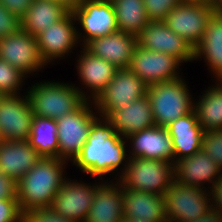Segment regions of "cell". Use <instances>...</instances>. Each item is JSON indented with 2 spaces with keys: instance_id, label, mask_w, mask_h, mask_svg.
Masks as SVG:
<instances>
[{
  "instance_id": "cell-29",
  "label": "cell",
  "mask_w": 222,
  "mask_h": 222,
  "mask_svg": "<svg viewBox=\"0 0 222 222\" xmlns=\"http://www.w3.org/2000/svg\"><path fill=\"white\" fill-rule=\"evenodd\" d=\"M194 111L205 132L222 130V80L218 79L217 85L207 89L194 103Z\"/></svg>"
},
{
  "instance_id": "cell-10",
  "label": "cell",
  "mask_w": 222,
  "mask_h": 222,
  "mask_svg": "<svg viewBox=\"0 0 222 222\" xmlns=\"http://www.w3.org/2000/svg\"><path fill=\"white\" fill-rule=\"evenodd\" d=\"M71 12L85 31L83 46L91 39L119 31L111 0H78Z\"/></svg>"
},
{
  "instance_id": "cell-14",
  "label": "cell",
  "mask_w": 222,
  "mask_h": 222,
  "mask_svg": "<svg viewBox=\"0 0 222 222\" xmlns=\"http://www.w3.org/2000/svg\"><path fill=\"white\" fill-rule=\"evenodd\" d=\"M138 45L171 55L181 63L195 59L192 46L174 33L164 21H150L138 36Z\"/></svg>"
},
{
  "instance_id": "cell-9",
  "label": "cell",
  "mask_w": 222,
  "mask_h": 222,
  "mask_svg": "<svg viewBox=\"0 0 222 222\" xmlns=\"http://www.w3.org/2000/svg\"><path fill=\"white\" fill-rule=\"evenodd\" d=\"M147 92L148 85L129 68L118 69L105 90L91 104H95L97 113L107 118L113 111L122 109L125 104L146 96Z\"/></svg>"
},
{
  "instance_id": "cell-31",
  "label": "cell",
  "mask_w": 222,
  "mask_h": 222,
  "mask_svg": "<svg viewBox=\"0 0 222 222\" xmlns=\"http://www.w3.org/2000/svg\"><path fill=\"white\" fill-rule=\"evenodd\" d=\"M24 77L22 72L0 58V95L18 94Z\"/></svg>"
},
{
  "instance_id": "cell-4",
  "label": "cell",
  "mask_w": 222,
  "mask_h": 222,
  "mask_svg": "<svg viewBox=\"0 0 222 222\" xmlns=\"http://www.w3.org/2000/svg\"><path fill=\"white\" fill-rule=\"evenodd\" d=\"M118 182L124 190H136L164 195L174 180V163L128 157ZM127 164V165H126Z\"/></svg>"
},
{
  "instance_id": "cell-18",
  "label": "cell",
  "mask_w": 222,
  "mask_h": 222,
  "mask_svg": "<svg viewBox=\"0 0 222 222\" xmlns=\"http://www.w3.org/2000/svg\"><path fill=\"white\" fill-rule=\"evenodd\" d=\"M126 139L130 140V157L154 159L174 163L172 139L166 127L152 126L138 131Z\"/></svg>"
},
{
  "instance_id": "cell-38",
  "label": "cell",
  "mask_w": 222,
  "mask_h": 222,
  "mask_svg": "<svg viewBox=\"0 0 222 222\" xmlns=\"http://www.w3.org/2000/svg\"><path fill=\"white\" fill-rule=\"evenodd\" d=\"M33 0H0V3L8 9L10 13L22 19L28 11Z\"/></svg>"
},
{
  "instance_id": "cell-11",
  "label": "cell",
  "mask_w": 222,
  "mask_h": 222,
  "mask_svg": "<svg viewBox=\"0 0 222 222\" xmlns=\"http://www.w3.org/2000/svg\"><path fill=\"white\" fill-rule=\"evenodd\" d=\"M33 112L28 96L0 95L2 141H25L30 137Z\"/></svg>"
},
{
  "instance_id": "cell-6",
  "label": "cell",
  "mask_w": 222,
  "mask_h": 222,
  "mask_svg": "<svg viewBox=\"0 0 222 222\" xmlns=\"http://www.w3.org/2000/svg\"><path fill=\"white\" fill-rule=\"evenodd\" d=\"M163 199L167 222H191L211 210L209 192L181 184L175 179L164 192Z\"/></svg>"
},
{
  "instance_id": "cell-13",
  "label": "cell",
  "mask_w": 222,
  "mask_h": 222,
  "mask_svg": "<svg viewBox=\"0 0 222 222\" xmlns=\"http://www.w3.org/2000/svg\"><path fill=\"white\" fill-rule=\"evenodd\" d=\"M181 62L163 52H155L137 45L129 69L148 86L180 78Z\"/></svg>"
},
{
  "instance_id": "cell-30",
  "label": "cell",
  "mask_w": 222,
  "mask_h": 222,
  "mask_svg": "<svg viewBox=\"0 0 222 222\" xmlns=\"http://www.w3.org/2000/svg\"><path fill=\"white\" fill-rule=\"evenodd\" d=\"M119 31L136 37L150 22L143 0H111Z\"/></svg>"
},
{
  "instance_id": "cell-17",
  "label": "cell",
  "mask_w": 222,
  "mask_h": 222,
  "mask_svg": "<svg viewBox=\"0 0 222 222\" xmlns=\"http://www.w3.org/2000/svg\"><path fill=\"white\" fill-rule=\"evenodd\" d=\"M137 45L138 37L117 31L91 39L82 47L92 55L112 63L118 69H128Z\"/></svg>"
},
{
  "instance_id": "cell-28",
  "label": "cell",
  "mask_w": 222,
  "mask_h": 222,
  "mask_svg": "<svg viewBox=\"0 0 222 222\" xmlns=\"http://www.w3.org/2000/svg\"><path fill=\"white\" fill-rule=\"evenodd\" d=\"M58 126L55 119L33 116L30 145L41 157L58 158Z\"/></svg>"
},
{
  "instance_id": "cell-3",
  "label": "cell",
  "mask_w": 222,
  "mask_h": 222,
  "mask_svg": "<svg viewBox=\"0 0 222 222\" xmlns=\"http://www.w3.org/2000/svg\"><path fill=\"white\" fill-rule=\"evenodd\" d=\"M83 92L69 84L41 82L30 87L27 96L34 116L56 120L74 112L84 101L91 102Z\"/></svg>"
},
{
  "instance_id": "cell-1",
  "label": "cell",
  "mask_w": 222,
  "mask_h": 222,
  "mask_svg": "<svg viewBox=\"0 0 222 222\" xmlns=\"http://www.w3.org/2000/svg\"><path fill=\"white\" fill-rule=\"evenodd\" d=\"M99 117L102 119L97 117L93 121L87 142L73 162L83 173L96 178L115 171L124 161H128L126 156H129L124 138L115 132L106 117Z\"/></svg>"
},
{
  "instance_id": "cell-32",
  "label": "cell",
  "mask_w": 222,
  "mask_h": 222,
  "mask_svg": "<svg viewBox=\"0 0 222 222\" xmlns=\"http://www.w3.org/2000/svg\"><path fill=\"white\" fill-rule=\"evenodd\" d=\"M202 151L215 161L222 170V130H212L204 133Z\"/></svg>"
},
{
  "instance_id": "cell-5",
  "label": "cell",
  "mask_w": 222,
  "mask_h": 222,
  "mask_svg": "<svg viewBox=\"0 0 222 222\" xmlns=\"http://www.w3.org/2000/svg\"><path fill=\"white\" fill-rule=\"evenodd\" d=\"M188 91L181 77L148 86L147 96L156 126L166 127L194 110L195 102Z\"/></svg>"
},
{
  "instance_id": "cell-42",
  "label": "cell",
  "mask_w": 222,
  "mask_h": 222,
  "mask_svg": "<svg viewBox=\"0 0 222 222\" xmlns=\"http://www.w3.org/2000/svg\"><path fill=\"white\" fill-rule=\"evenodd\" d=\"M215 13L222 16V0H217L214 5Z\"/></svg>"
},
{
  "instance_id": "cell-8",
  "label": "cell",
  "mask_w": 222,
  "mask_h": 222,
  "mask_svg": "<svg viewBox=\"0 0 222 222\" xmlns=\"http://www.w3.org/2000/svg\"><path fill=\"white\" fill-rule=\"evenodd\" d=\"M214 14V6L211 4L184 0L168 13L164 22L195 49Z\"/></svg>"
},
{
  "instance_id": "cell-16",
  "label": "cell",
  "mask_w": 222,
  "mask_h": 222,
  "mask_svg": "<svg viewBox=\"0 0 222 222\" xmlns=\"http://www.w3.org/2000/svg\"><path fill=\"white\" fill-rule=\"evenodd\" d=\"M75 18L70 11L63 19L50 25L37 37L40 56L45 64L68 54L80 39L74 27ZM79 36V37H78Z\"/></svg>"
},
{
  "instance_id": "cell-2",
  "label": "cell",
  "mask_w": 222,
  "mask_h": 222,
  "mask_svg": "<svg viewBox=\"0 0 222 222\" xmlns=\"http://www.w3.org/2000/svg\"><path fill=\"white\" fill-rule=\"evenodd\" d=\"M59 158H44L17 181V201L22 213L35 208H50L55 194L64 183L63 166Z\"/></svg>"
},
{
  "instance_id": "cell-39",
  "label": "cell",
  "mask_w": 222,
  "mask_h": 222,
  "mask_svg": "<svg viewBox=\"0 0 222 222\" xmlns=\"http://www.w3.org/2000/svg\"><path fill=\"white\" fill-rule=\"evenodd\" d=\"M211 187V209L222 215V176L219 177Z\"/></svg>"
},
{
  "instance_id": "cell-44",
  "label": "cell",
  "mask_w": 222,
  "mask_h": 222,
  "mask_svg": "<svg viewBox=\"0 0 222 222\" xmlns=\"http://www.w3.org/2000/svg\"><path fill=\"white\" fill-rule=\"evenodd\" d=\"M123 222H151V221H148V220H125Z\"/></svg>"
},
{
  "instance_id": "cell-24",
  "label": "cell",
  "mask_w": 222,
  "mask_h": 222,
  "mask_svg": "<svg viewBox=\"0 0 222 222\" xmlns=\"http://www.w3.org/2000/svg\"><path fill=\"white\" fill-rule=\"evenodd\" d=\"M122 196L125 220L167 222L163 195L123 188Z\"/></svg>"
},
{
  "instance_id": "cell-19",
  "label": "cell",
  "mask_w": 222,
  "mask_h": 222,
  "mask_svg": "<svg viewBox=\"0 0 222 222\" xmlns=\"http://www.w3.org/2000/svg\"><path fill=\"white\" fill-rule=\"evenodd\" d=\"M221 176L218 164L202 150L174 163V179L188 186L206 189L202 183H212L213 186Z\"/></svg>"
},
{
  "instance_id": "cell-12",
  "label": "cell",
  "mask_w": 222,
  "mask_h": 222,
  "mask_svg": "<svg viewBox=\"0 0 222 222\" xmlns=\"http://www.w3.org/2000/svg\"><path fill=\"white\" fill-rule=\"evenodd\" d=\"M0 58L25 76L46 65L40 56L36 37L22 28L14 34L0 38Z\"/></svg>"
},
{
  "instance_id": "cell-33",
  "label": "cell",
  "mask_w": 222,
  "mask_h": 222,
  "mask_svg": "<svg viewBox=\"0 0 222 222\" xmlns=\"http://www.w3.org/2000/svg\"><path fill=\"white\" fill-rule=\"evenodd\" d=\"M184 0H143L149 21H164L168 13Z\"/></svg>"
},
{
  "instance_id": "cell-40",
  "label": "cell",
  "mask_w": 222,
  "mask_h": 222,
  "mask_svg": "<svg viewBox=\"0 0 222 222\" xmlns=\"http://www.w3.org/2000/svg\"><path fill=\"white\" fill-rule=\"evenodd\" d=\"M191 222H222V215L211 209L208 213Z\"/></svg>"
},
{
  "instance_id": "cell-34",
  "label": "cell",
  "mask_w": 222,
  "mask_h": 222,
  "mask_svg": "<svg viewBox=\"0 0 222 222\" xmlns=\"http://www.w3.org/2000/svg\"><path fill=\"white\" fill-rule=\"evenodd\" d=\"M22 222H74L60 216L51 208H35L23 213Z\"/></svg>"
},
{
  "instance_id": "cell-41",
  "label": "cell",
  "mask_w": 222,
  "mask_h": 222,
  "mask_svg": "<svg viewBox=\"0 0 222 222\" xmlns=\"http://www.w3.org/2000/svg\"><path fill=\"white\" fill-rule=\"evenodd\" d=\"M53 1L64 3L70 9H72L78 2V0H53Z\"/></svg>"
},
{
  "instance_id": "cell-27",
  "label": "cell",
  "mask_w": 222,
  "mask_h": 222,
  "mask_svg": "<svg viewBox=\"0 0 222 222\" xmlns=\"http://www.w3.org/2000/svg\"><path fill=\"white\" fill-rule=\"evenodd\" d=\"M202 56L216 78L222 80V16L216 13L210 19L200 44L194 49L195 60Z\"/></svg>"
},
{
  "instance_id": "cell-43",
  "label": "cell",
  "mask_w": 222,
  "mask_h": 222,
  "mask_svg": "<svg viewBox=\"0 0 222 222\" xmlns=\"http://www.w3.org/2000/svg\"><path fill=\"white\" fill-rule=\"evenodd\" d=\"M193 2H200V3H207V4H211V5H215V3L217 2V0H191Z\"/></svg>"
},
{
  "instance_id": "cell-36",
  "label": "cell",
  "mask_w": 222,
  "mask_h": 222,
  "mask_svg": "<svg viewBox=\"0 0 222 222\" xmlns=\"http://www.w3.org/2000/svg\"><path fill=\"white\" fill-rule=\"evenodd\" d=\"M23 213L17 199L0 200V222H22Z\"/></svg>"
},
{
  "instance_id": "cell-25",
  "label": "cell",
  "mask_w": 222,
  "mask_h": 222,
  "mask_svg": "<svg viewBox=\"0 0 222 222\" xmlns=\"http://www.w3.org/2000/svg\"><path fill=\"white\" fill-rule=\"evenodd\" d=\"M82 55H79L78 76L82 80V84L89 88L94 102L99 95L105 90L109 82L113 79L118 68L112 63L94 56L89 53L85 48L82 50Z\"/></svg>"
},
{
  "instance_id": "cell-15",
  "label": "cell",
  "mask_w": 222,
  "mask_h": 222,
  "mask_svg": "<svg viewBox=\"0 0 222 222\" xmlns=\"http://www.w3.org/2000/svg\"><path fill=\"white\" fill-rule=\"evenodd\" d=\"M99 185H88L65 179L55 194L50 208L62 217L74 222H85Z\"/></svg>"
},
{
  "instance_id": "cell-7",
  "label": "cell",
  "mask_w": 222,
  "mask_h": 222,
  "mask_svg": "<svg viewBox=\"0 0 222 222\" xmlns=\"http://www.w3.org/2000/svg\"><path fill=\"white\" fill-rule=\"evenodd\" d=\"M88 101H84L74 112L68 113L56 119L58 126V158L64 161H75L80 155L84 144L87 142L89 131L96 114L89 107Z\"/></svg>"
},
{
  "instance_id": "cell-37",
  "label": "cell",
  "mask_w": 222,
  "mask_h": 222,
  "mask_svg": "<svg viewBox=\"0 0 222 222\" xmlns=\"http://www.w3.org/2000/svg\"><path fill=\"white\" fill-rule=\"evenodd\" d=\"M17 182L0 172V200L17 199Z\"/></svg>"
},
{
  "instance_id": "cell-35",
  "label": "cell",
  "mask_w": 222,
  "mask_h": 222,
  "mask_svg": "<svg viewBox=\"0 0 222 222\" xmlns=\"http://www.w3.org/2000/svg\"><path fill=\"white\" fill-rule=\"evenodd\" d=\"M21 28V19L13 13H10L8 9L0 3V38L14 34Z\"/></svg>"
},
{
  "instance_id": "cell-22",
  "label": "cell",
  "mask_w": 222,
  "mask_h": 222,
  "mask_svg": "<svg viewBox=\"0 0 222 222\" xmlns=\"http://www.w3.org/2000/svg\"><path fill=\"white\" fill-rule=\"evenodd\" d=\"M41 156L25 141L0 142V172L16 182L30 171Z\"/></svg>"
},
{
  "instance_id": "cell-21",
  "label": "cell",
  "mask_w": 222,
  "mask_h": 222,
  "mask_svg": "<svg viewBox=\"0 0 222 222\" xmlns=\"http://www.w3.org/2000/svg\"><path fill=\"white\" fill-rule=\"evenodd\" d=\"M107 119L115 128V132L123 138L155 126L153 110L147 95L113 111Z\"/></svg>"
},
{
  "instance_id": "cell-20",
  "label": "cell",
  "mask_w": 222,
  "mask_h": 222,
  "mask_svg": "<svg viewBox=\"0 0 222 222\" xmlns=\"http://www.w3.org/2000/svg\"><path fill=\"white\" fill-rule=\"evenodd\" d=\"M166 129L172 139L174 163L202 150L205 130L199 124L194 110L171 122Z\"/></svg>"
},
{
  "instance_id": "cell-26",
  "label": "cell",
  "mask_w": 222,
  "mask_h": 222,
  "mask_svg": "<svg viewBox=\"0 0 222 222\" xmlns=\"http://www.w3.org/2000/svg\"><path fill=\"white\" fill-rule=\"evenodd\" d=\"M71 9L64 3L53 0H33L21 19L22 29L37 37L50 25L63 19Z\"/></svg>"
},
{
  "instance_id": "cell-23",
  "label": "cell",
  "mask_w": 222,
  "mask_h": 222,
  "mask_svg": "<svg viewBox=\"0 0 222 222\" xmlns=\"http://www.w3.org/2000/svg\"><path fill=\"white\" fill-rule=\"evenodd\" d=\"M122 193L123 186L119 182L99 184L85 222H123Z\"/></svg>"
}]
</instances>
